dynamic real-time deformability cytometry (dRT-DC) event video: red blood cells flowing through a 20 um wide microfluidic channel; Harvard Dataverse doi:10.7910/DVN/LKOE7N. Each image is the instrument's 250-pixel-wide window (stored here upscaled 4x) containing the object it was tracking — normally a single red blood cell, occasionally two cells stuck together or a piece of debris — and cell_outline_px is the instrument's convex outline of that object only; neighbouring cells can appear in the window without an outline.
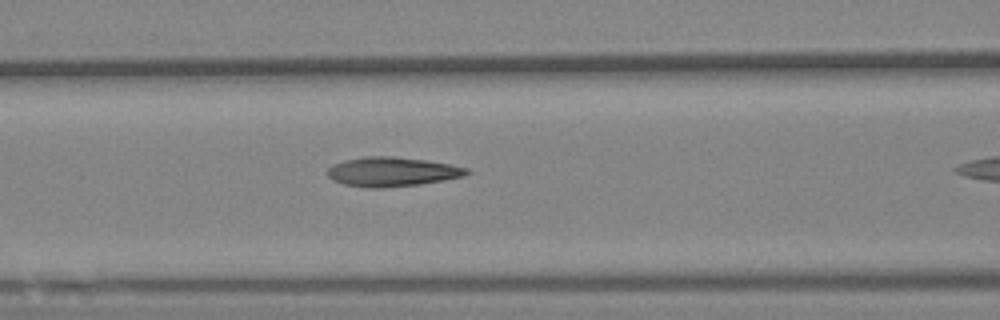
{"species": "Egyptian fruit bat (a non-hibernating species)", "species_latin": "Rousettus aegyptiacus", "temperature_condition": "warm", "stored_images_in_passage": 7, "camera_frame_rate_fps": 3000, "um_per_image_px": 0.085, "animal": {"sex": "female"}, "frame": {"image": 1, "passage_image": 3, "time_ms": 2.333, "image_size_px": [1000, 320], "cell_outline_px": [[472, 172], [464, 176], [444, 180], [420, 184], [384, 188], [368, 188], [344, 184], [332, 180], [328, 176], [328, 168], [332, 164], [344, 160], [364, 156], [392, 156], [424, 160], [448, 164], [468, 168]], "centroid_in_image_um": [33.31, 14.6], "position_along_channel_um": 133.3, "area_um2": 23.87}}